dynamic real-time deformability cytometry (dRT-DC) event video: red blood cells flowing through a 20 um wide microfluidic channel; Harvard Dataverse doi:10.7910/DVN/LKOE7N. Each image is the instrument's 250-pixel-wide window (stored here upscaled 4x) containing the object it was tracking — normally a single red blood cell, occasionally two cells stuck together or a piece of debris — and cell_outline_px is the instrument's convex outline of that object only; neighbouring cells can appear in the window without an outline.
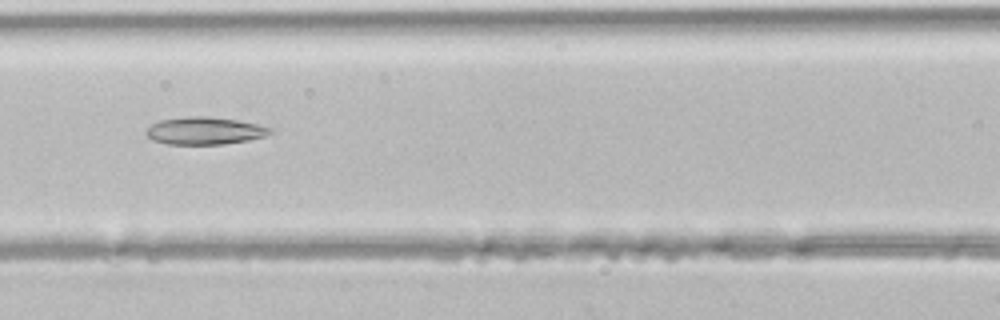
{"species": "common noctule bat (a hibernating species)", "species_latin": "Nyctalus noctula", "temperature_condition": "room temperature", "stored_images_in_passage": 38, "camera_frame_rate_fps": 3000, "um_per_image_px": 0.085, "animal": {"sex": "male", "body_mass_g": 21.5, "forearm_length_mm": 52.0}, "frame": {"image": 1, "passage_image": 13, "time_ms": 4.0, "image_size_px": [1000, 320], "cell_outline_px": [[272, 132], [264, 136], [248, 140], [224, 144], [168, 144], [152, 140], [144, 132], [152, 124], [160, 120], [184, 116], [208, 116], [240, 120], [272, 128]], "centroid_in_image_um": [17.38, 11.1], "position_along_channel_um": 149.2, "area_um2": 19.88}}
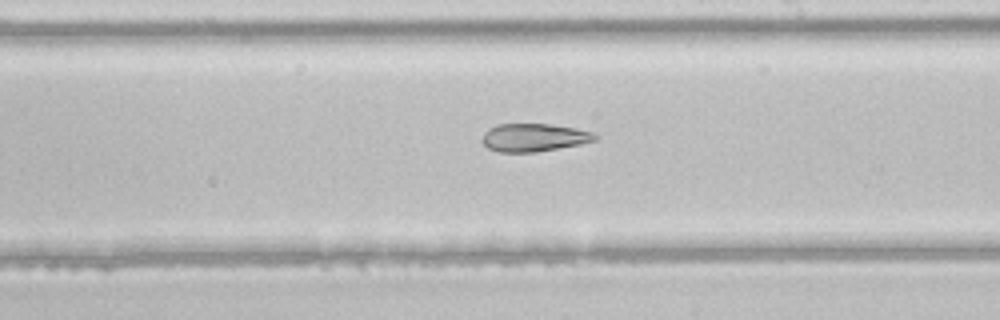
{"frame": {"image": 2, "passage_image": 19, "time_ms": 6.0, "image_size_px": [1000, 320], "cell_outline_px": [[600, 136], [596, 140], [580, 144], [536, 152], [500, 152], [488, 148], [480, 140], [484, 132], [488, 128], [496, 124], [552, 124], [592, 132]], "centroid_in_image_um": [45.35, 11.68], "position_along_channel_um": 243.6, "area_um2": 18.44}}
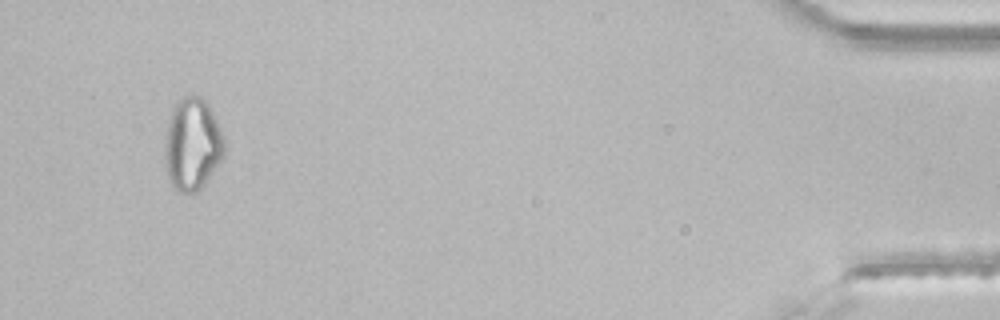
{"frame": {"image": 3, "passage_image": 35, "time_ms": 11.333, "image_size_px": [1000, 320], "cell_outline_px": [[224, 156], [204, 184], [196, 192], [176, 192], [168, 176], [164, 152], [168, 120], [172, 108], [176, 100], [184, 96], [196, 96], [204, 100], [208, 104], [224, 136]], "centroid_in_image_um": [16.34, 12.25], "position_along_channel_um": 418.9, "area_um2": 31.85}}